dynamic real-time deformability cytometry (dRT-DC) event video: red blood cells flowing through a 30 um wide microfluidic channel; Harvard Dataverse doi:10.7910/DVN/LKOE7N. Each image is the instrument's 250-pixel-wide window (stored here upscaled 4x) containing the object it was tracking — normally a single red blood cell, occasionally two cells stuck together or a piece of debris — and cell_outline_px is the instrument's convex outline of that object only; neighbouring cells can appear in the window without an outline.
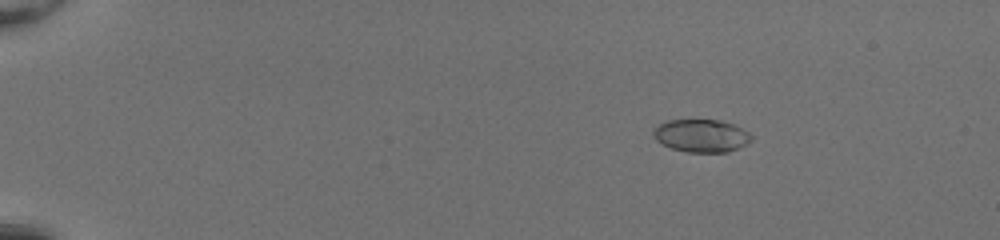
{"species": "common noctule bat (a hibernating species)", "species_latin": "Nyctalus noctula", "temperature_condition": "room temperature", "stored_images_in_passage": 53, "camera_frame_rate_fps": 3000, "um_per_image_px": 0.085, "animal": {"sex": "female", "body_mass_g": 20.0, "forearm_length_mm": 54.0}, "frame": {"image": 1, "passage_image": 10, "time_ms": 3.0, "image_size_px": [1000, 240], "cell_outline_px": [[752, 140], [728, 152], [688, 152], [672, 148], [656, 140], [652, 136], [652, 132], [660, 124], [668, 120], [720, 120], [732, 124], [748, 132], [752, 136]], "centroid_in_image_um": [59.59, 11.53], "position_along_channel_um": 25.4, "area_um2": 18.44}}
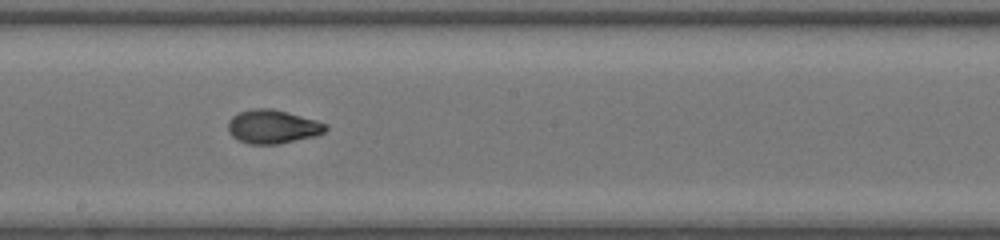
{"frame": {"image": 2, "passage_image": 33, "time_ms": 10.667, "image_size_px": [1000, 240], "cell_outline_px": [[328, 128], [324, 132], [316, 136], [276, 144], [248, 144], [232, 136], [228, 132], [228, 120], [232, 116], [240, 112], [252, 108], [272, 108], [316, 120], [328, 124]], "centroid_in_image_um": [23.17, 10.76], "position_along_channel_um": 225.0, "area_um2": 19.19}}
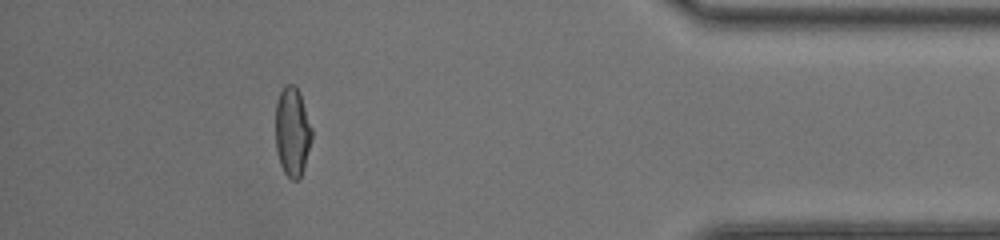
{"frame": {"image": 3, "passage_image": 49, "time_ms": 16.0, "image_size_px": [1000, 240], "cell_outline_px": [[312, 140], [304, 168], [300, 180], [292, 180], [284, 172], [280, 164], [276, 148], [276, 100], [284, 84], [292, 84], [300, 92], [312, 128]], "centroid_in_image_um": [24.86, 11.2], "position_along_channel_um": 410.3, "area_um2": 19.07}, "authors_computed_cell_mechanics": {"area_um2": 19.1318, "velocity_mm_per_s": 4.1647, "shape_relaxation_time_tau1_ms": 3.5406, "shape_relaxation_time_tau2_ms": 1.6362, "deformation_change_tau1": 0.1837, "deformation_change_tau2": 0.0484}}